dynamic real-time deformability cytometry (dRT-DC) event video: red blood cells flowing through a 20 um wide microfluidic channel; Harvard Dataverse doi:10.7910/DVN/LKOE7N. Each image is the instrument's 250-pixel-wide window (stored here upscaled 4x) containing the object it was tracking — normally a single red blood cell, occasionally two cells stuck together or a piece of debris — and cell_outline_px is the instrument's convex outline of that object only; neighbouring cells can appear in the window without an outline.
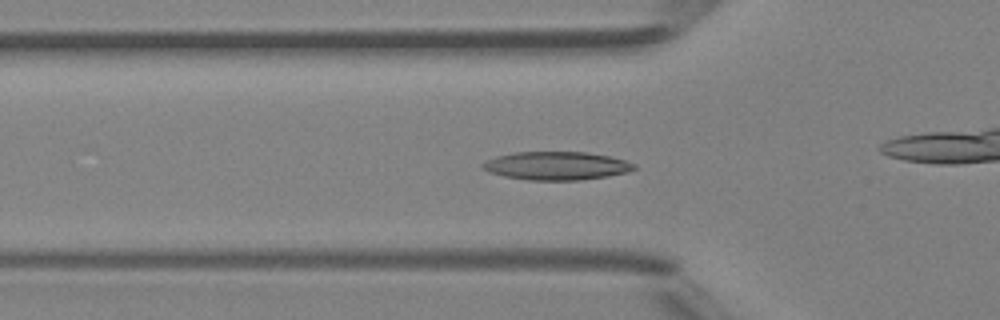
{"species": "Egyptian fruit bat (a non-hibernating species)", "species_latin": "Rousettus aegyptiacus", "temperature_condition": "room temperature", "stored_images_in_passage": 42, "camera_frame_rate_fps": 3000, "um_per_image_px": 0.085, "animal": {"sex": "female"}, "frame": {"image": 1, "passage_image": 10, "time_ms": 3.0, "image_size_px": [1000, 320], "cell_outline_px": [[636, 168], [628, 172], [608, 176], [580, 180], [528, 180], [504, 176], [488, 172], [480, 168], [480, 164], [496, 156], [516, 152], [588, 152], [608, 156], [624, 160], [636, 164]], "centroid_in_image_um": [47.28, 14.09], "position_along_channel_um": 78.5, "area_um2": 25.03}}
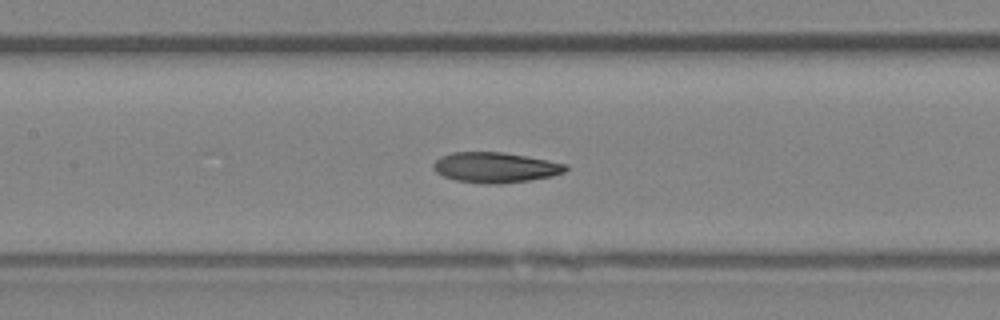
{"frame": {"image": 2, "passage_image": 16, "time_ms": 5.0, "image_size_px": [1000, 320], "cell_outline_px": [[568, 168], [564, 172], [552, 176], [528, 180], [500, 184], [488, 184], [456, 180], [444, 176], [436, 172], [432, 168], [432, 164], [440, 156], [452, 152], [504, 152], [548, 160], [568, 164]], "centroid_in_image_um": [42.09, 14.22], "position_along_channel_um": 165.3, "area_um2": 23.41}}
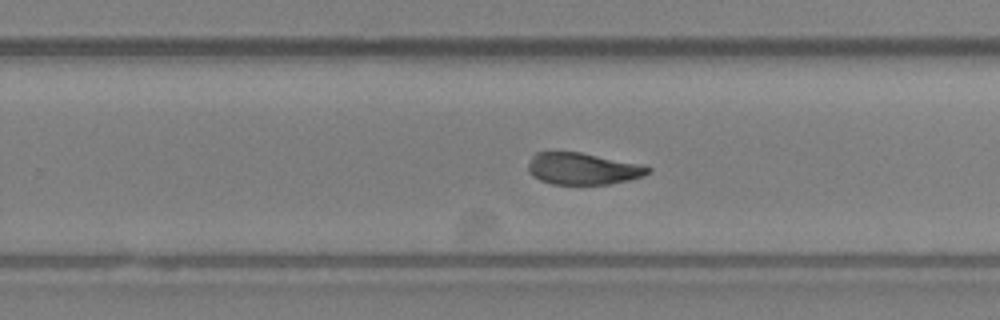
{"frame": {"image": 3, "passage_image": 24, "time_ms": 7.667, "image_size_px": [1000, 320], "cell_outline_px": [[652, 168], [644, 176], [628, 180], [608, 184], [552, 184], [540, 180], [532, 176], [528, 172], [528, 164], [532, 156], [536, 152], [580, 152], [640, 164]], "centroid_in_image_um": [49.51, 14.34], "position_along_channel_um": 280.3, "area_um2": 22.08}, "authors_computed_cell_mechanics": {"area_um2": 23.409, "velocity_mm_per_s": 4.3346, "shape_relaxation_time_tau1_ms": 9.1214, "shape_relaxation_time_tau2_ms": 2.8927, "deformation_change_tau1": 0.224, "deformation_change_tau2": 0.098}}